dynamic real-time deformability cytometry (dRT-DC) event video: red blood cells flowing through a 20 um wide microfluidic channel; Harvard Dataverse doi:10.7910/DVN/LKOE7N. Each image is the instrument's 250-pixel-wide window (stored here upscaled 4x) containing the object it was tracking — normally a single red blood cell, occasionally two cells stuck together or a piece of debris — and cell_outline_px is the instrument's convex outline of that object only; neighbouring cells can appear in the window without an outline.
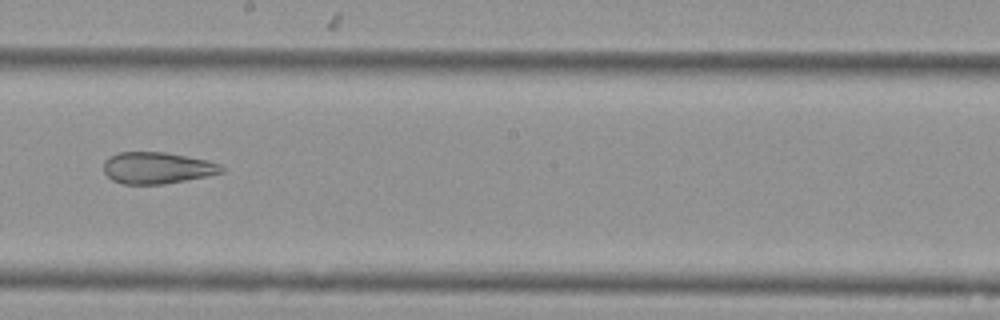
{"species": "Egyptian fruit bat (a non-hibernating species)", "species_latin": "Rousettus aegyptiacus", "temperature_condition": "cold", "stored_images_in_passage": 9, "camera_frame_rate_fps": 3000, "um_per_image_px": 0.085, "animal": {"sex": "female"}, "frame": {"image": 1, "passage_image": 7, "time_ms": 2.0, "image_size_px": [1000, 320], "cell_outline_px": [[224, 172], [164, 184], [124, 184], [112, 180], [104, 172], [104, 160], [108, 156], [120, 152], [164, 152], [208, 160], [220, 164], [224, 168]], "centroid_in_image_um": [13.33, 14.26], "position_along_channel_um": 234.9, "area_um2": 21.62}}
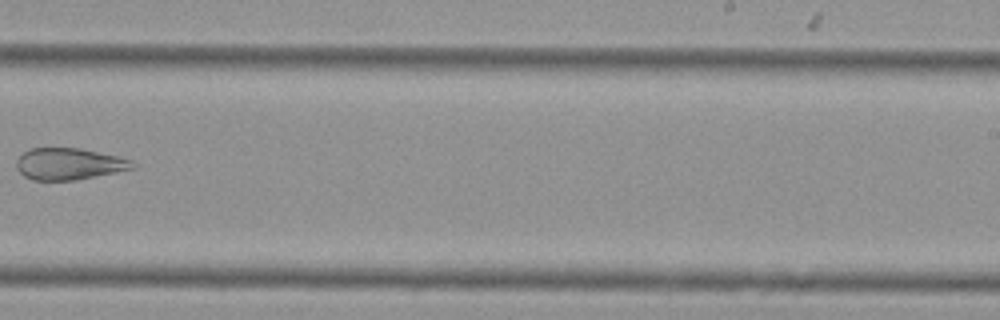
{"frame": {"image": 2, "passage_image": 8, "time_ms": 2.333, "image_size_px": [1000, 320], "cell_outline_px": [[136, 168], [76, 180], [32, 180], [24, 176], [16, 168], [16, 160], [28, 148], [80, 148], [116, 156], [132, 160], [136, 164]], "centroid_in_image_um": [5.86, 13.93], "position_along_channel_um": 283.1, "area_um2": 21.44}}